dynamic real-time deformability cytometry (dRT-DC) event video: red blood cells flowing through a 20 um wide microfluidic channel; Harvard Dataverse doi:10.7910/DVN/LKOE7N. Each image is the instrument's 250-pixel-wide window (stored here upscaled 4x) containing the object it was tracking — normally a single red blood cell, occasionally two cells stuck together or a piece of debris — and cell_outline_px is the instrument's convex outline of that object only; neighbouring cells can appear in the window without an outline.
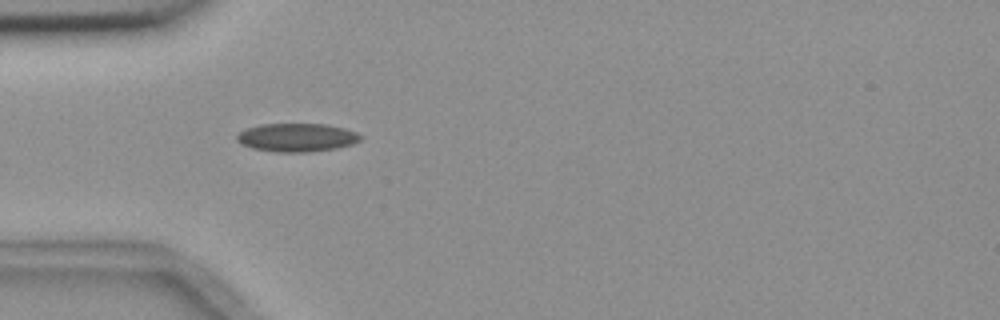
{"species": "common noctule bat (a hibernating species)", "species_latin": "Nyctalus noctula", "temperature_condition": "room temperature", "stored_images_in_passage": 9, "camera_frame_rate_fps": 3000, "um_per_image_px": 0.085, "animal": {"sex": "female", "body_mass_g": 18.4}, "frame": {"image": 1, "passage_image": 4, "time_ms": 3.333, "image_size_px": [1000, 320], "cell_outline_px": [[364, 136], [360, 140], [352, 144], [336, 148], [308, 152], [276, 152], [252, 148], [240, 144], [236, 140], [236, 136], [240, 132], [248, 128], [260, 124], [328, 124], [344, 128], [356, 132]], "centroid_in_image_um": [25.24, 11.68], "position_along_channel_um": 59.8, "area_um2": 20.52}}
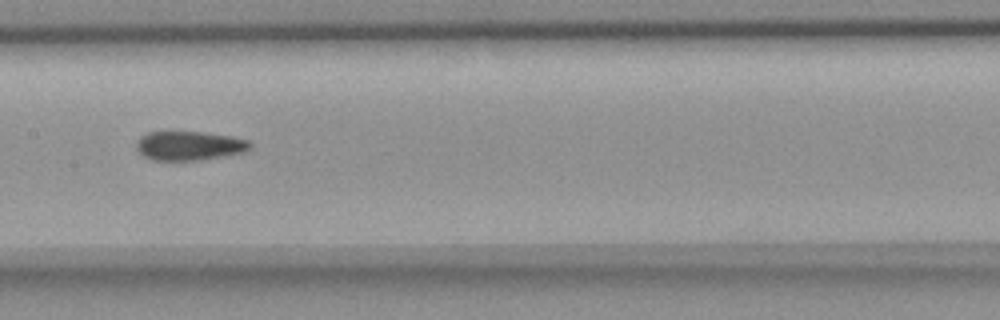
{"frame": {"image": 2, "passage_image": 7, "time_ms": 7.0, "image_size_px": [1000, 320], "cell_outline_px": [[252, 148], [244, 152], [196, 160], [152, 160], [144, 156], [136, 148], [136, 144], [140, 136], [148, 132], [204, 132], [232, 136], [248, 140], [252, 144]], "centroid_in_image_um": [16.1, 12.38], "position_along_channel_um": 191.3, "area_um2": 19.19}}
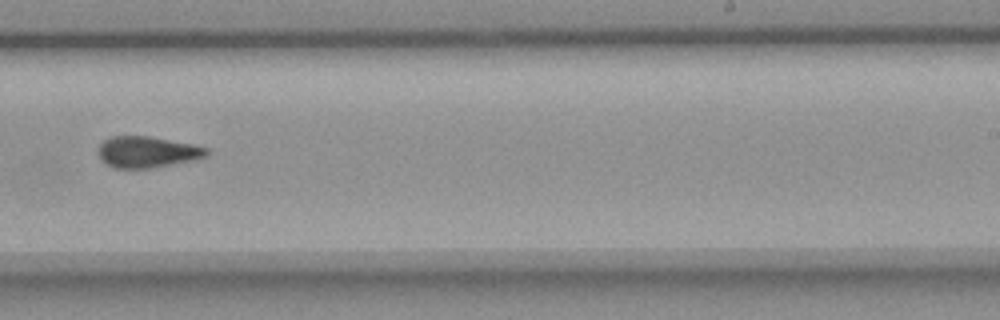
{"frame": {"image": 3, "passage_image": 9, "time_ms": 9.333, "image_size_px": [1000, 320], "cell_outline_px": [[208, 156], [192, 160], [152, 168], [112, 168], [100, 160], [100, 144], [104, 140], [112, 136], [148, 136], [192, 144], [208, 148]], "centroid_in_image_um": [12.51, 12.92], "position_along_channel_um": 276.5, "area_um2": 19.59}}